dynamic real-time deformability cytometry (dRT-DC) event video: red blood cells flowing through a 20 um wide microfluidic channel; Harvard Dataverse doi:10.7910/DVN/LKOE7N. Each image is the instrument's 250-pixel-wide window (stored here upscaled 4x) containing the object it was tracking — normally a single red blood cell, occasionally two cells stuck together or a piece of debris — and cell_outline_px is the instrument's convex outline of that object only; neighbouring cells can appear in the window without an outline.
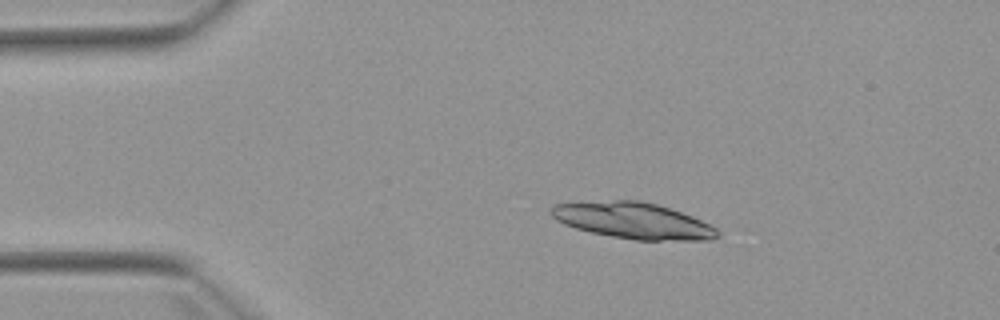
{"species": "Egyptian fruit bat (a non-hibernating species)", "species_latin": "Rousettus aegyptiacus", "temperature_condition": "warm", "stored_images_in_passage": 4, "camera_frame_rate_fps": 3000, "um_per_image_px": 0.085, "animal": {"sex": "female"}, "frame": {"image": 1, "passage_image": 2, "time_ms": 2.0, "image_size_px": [1000, 320], "cell_outline_px": [[720, 236], [712, 240], [636, 240], [612, 236], [592, 232], [576, 228], [564, 224], [556, 220], [552, 216], [552, 208], [556, 204], [616, 200], [640, 200], [656, 204], [692, 216], [716, 228], [720, 232]], "centroid_in_image_um": [53.86, 18.76], "position_along_channel_um": 31.1, "area_um2": 34.62}}